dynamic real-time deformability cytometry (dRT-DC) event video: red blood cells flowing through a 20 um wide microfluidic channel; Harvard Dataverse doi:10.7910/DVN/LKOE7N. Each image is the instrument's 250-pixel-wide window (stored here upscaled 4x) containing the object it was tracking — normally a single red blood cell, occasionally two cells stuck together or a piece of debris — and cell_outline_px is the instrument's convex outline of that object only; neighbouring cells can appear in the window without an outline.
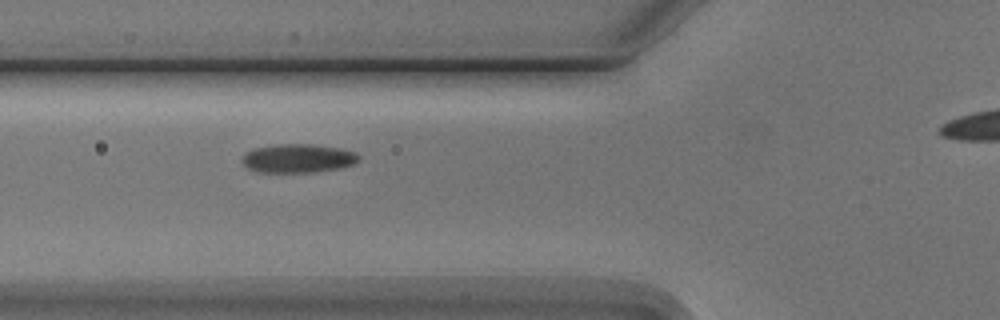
{"species": "Egyptian fruit bat (a non-hibernating species)", "species_latin": "Rousettus aegyptiacus", "temperature_condition": "cold", "stored_images_in_passage": 5, "camera_frame_rate_fps": 3000, "um_per_image_px": 0.085, "animal": {"sex": "male"}, "frame": {"image": 1, "passage_image": 2, "time_ms": 1.0, "image_size_px": [1000, 320], "cell_outline_px": [[360, 160], [352, 164], [340, 168], [312, 172], [256, 172], [248, 168], [240, 160], [244, 152], [252, 148], [276, 144], [312, 144], [340, 148], [356, 152], [360, 156]], "centroid_in_image_um": [25.29, 13.45], "position_along_channel_um": 100.5, "area_um2": 19.77}}
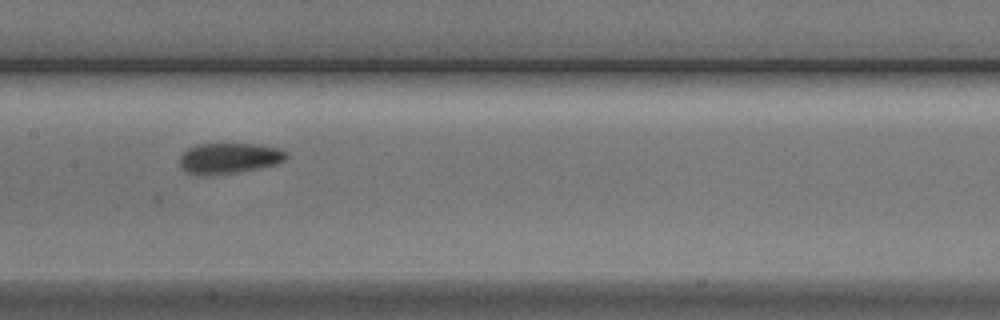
{"frame": {"image": 2, "passage_image": 4, "time_ms": 3.333, "image_size_px": [1000, 320], "cell_outline_px": [[288, 156], [284, 160], [276, 164], [236, 172], [204, 176], [184, 172], [180, 168], [180, 156], [188, 148], [196, 144], [260, 144], [276, 148], [288, 152]], "centroid_in_image_um": [19.43, 13.45], "position_along_channel_um": 188.0, "area_um2": 19.07}}
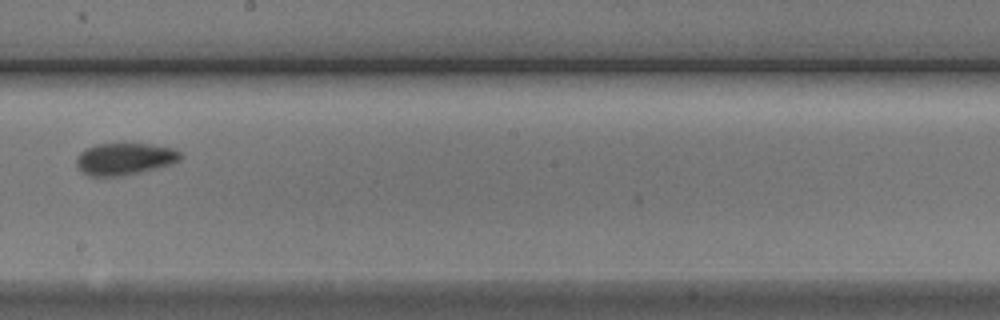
{"frame": {"image": 3, "passage_image": 5, "time_ms": 4.667, "image_size_px": [1000, 320], "cell_outline_px": [[184, 156], [180, 160], [172, 164], [140, 172], [120, 176], [92, 176], [84, 172], [76, 164], [76, 156], [84, 148], [96, 144], [124, 140], [172, 148], [180, 152]], "centroid_in_image_um": [10.59, 13.45], "position_along_channel_um": 237.6, "area_um2": 20.06}}